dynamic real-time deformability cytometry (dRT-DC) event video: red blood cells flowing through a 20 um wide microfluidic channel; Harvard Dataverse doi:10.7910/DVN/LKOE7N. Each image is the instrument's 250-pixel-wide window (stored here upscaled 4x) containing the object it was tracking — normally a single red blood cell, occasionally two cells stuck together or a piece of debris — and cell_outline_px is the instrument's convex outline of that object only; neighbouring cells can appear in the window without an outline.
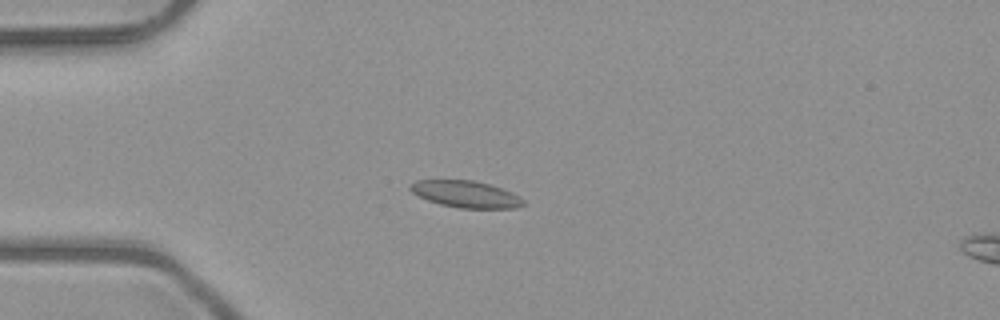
{"species": "common noctule bat (a hibernating species)", "species_latin": "Nyctalus noctula", "temperature_condition": "room temperature", "stored_images_in_passage": 52, "camera_frame_rate_fps": 3000, "um_per_image_px": 0.085, "animal": {"sex": "male", "body_mass_g": 23.1, "forearm_length_mm": 52.7}, "frame": {"image": 1, "passage_image": 14, "time_ms": 4.333, "image_size_px": [1000, 320], "cell_outline_px": [[524, 204], [516, 208], [460, 208], [440, 204], [428, 200], [412, 192], [408, 188], [408, 184], [416, 180], [472, 180], [488, 184], [512, 192], [520, 196], [524, 200]], "centroid_in_image_um": [39.58, 16.5], "position_along_channel_um": 45.4, "area_um2": 17.57}}
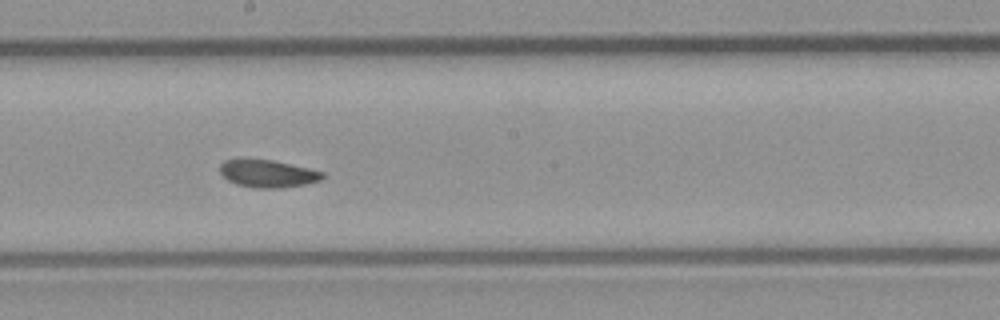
{"frame": {"image": 2, "passage_image": 29, "time_ms": 9.333, "image_size_px": [1000, 320], "cell_outline_px": [[324, 176], [320, 180], [304, 184], [280, 188], [252, 188], [236, 184], [228, 180], [220, 172], [220, 164], [224, 160], [272, 160], [308, 168], [324, 172]], "centroid_in_image_um": [22.75, 14.77], "position_along_channel_um": 225.4, "area_um2": 16.18}}
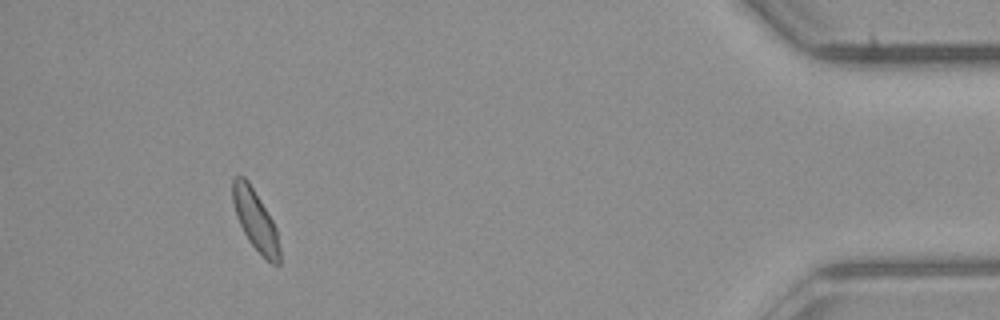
{"frame": {"image": 3, "passage_image": 48, "time_ms": 15.667, "image_size_px": [1000, 320], "cell_outline_px": [[280, 264], [272, 264], [248, 240], [236, 216], [232, 200], [232, 176], [244, 176], [248, 180], [272, 220], [276, 228], [280, 248]], "centroid_in_image_um": [21.69, 18.67], "position_along_channel_um": 413.5, "area_um2": 16.3}, "authors_computed_cell_mechanics": {"area_um2": 17.1955, "velocity_mm_per_s": 4.0021, "shape_relaxation_time_tau1_ms": 7.2769, "shape_relaxation_time_tau2_ms": 2.5202, "deformation_change_tau1": 0.1087, "deformation_change_tau2": 0.0563}}